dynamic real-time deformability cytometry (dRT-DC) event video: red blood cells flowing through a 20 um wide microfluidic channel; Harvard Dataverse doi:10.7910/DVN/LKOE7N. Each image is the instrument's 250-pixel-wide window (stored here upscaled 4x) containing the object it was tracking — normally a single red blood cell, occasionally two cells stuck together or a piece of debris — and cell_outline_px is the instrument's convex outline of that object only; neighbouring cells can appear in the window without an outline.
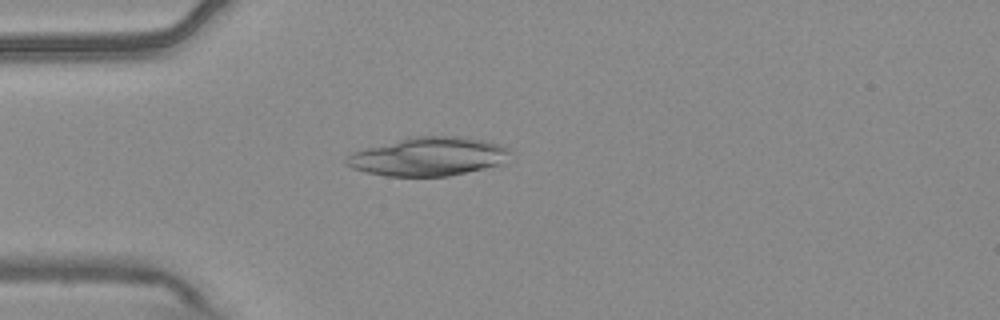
{"species": "common noctule bat (a hibernating species)", "species_latin": "Nyctalus noctula", "temperature_condition": "warm", "stored_images_in_passage": 1, "camera_frame_rate_fps": 3000, "um_per_image_px": 0.085, "animal": {"sex": "male", "body_mass_g": 20.4}, "frame": {"image": 1, "passage_image": 1, "time_ms": 0.0, "image_size_px": [1000, 320], "cell_outline_px": [[512, 152], [504, 164], [448, 176], [388, 176], [368, 172], [352, 168], [344, 164], [344, 160], [352, 152], [408, 136], [460, 136], [484, 140], [500, 144], [508, 148]], "centroid_in_image_um": [36.44, 13.29], "position_along_channel_um": 48.6, "area_um2": 37.11}}